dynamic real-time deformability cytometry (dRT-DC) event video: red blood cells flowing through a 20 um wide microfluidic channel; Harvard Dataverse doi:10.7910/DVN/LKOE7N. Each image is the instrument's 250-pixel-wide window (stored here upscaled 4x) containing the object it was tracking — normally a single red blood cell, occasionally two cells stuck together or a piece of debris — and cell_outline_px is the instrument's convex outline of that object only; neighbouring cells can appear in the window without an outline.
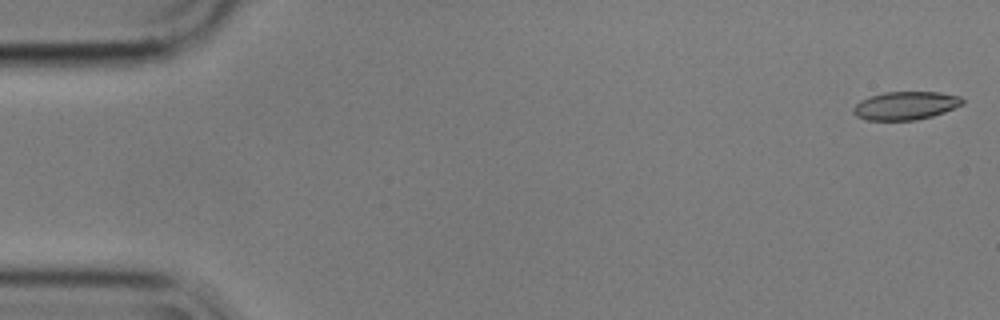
{"species": "common noctule bat (a hibernating species)", "species_latin": "Nyctalus noctula", "temperature_condition": "cold", "stored_images_in_passage": 56, "camera_frame_rate_fps": 3000, "um_per_image_px": 0.085, "animal": {"sex": "male", "body_mass_g": 17.9}, "frame": {"image": 1, "passage_image": 1, "time_ms": 0.0, "image_size_px": [1000, 320], "cell_outline_px": [[964, 104], [944, 112], [932, 116], [916, 120], [864, 120], [856, 116], [852, 112], [852, 108], [860, 100], [884, 92], [940, 92], [960, 96], [964, 100]], "centroid_in_image_um": [76.97, 8.98], "position_along_channel_um": 8.0, "area_um2": 18.03}}
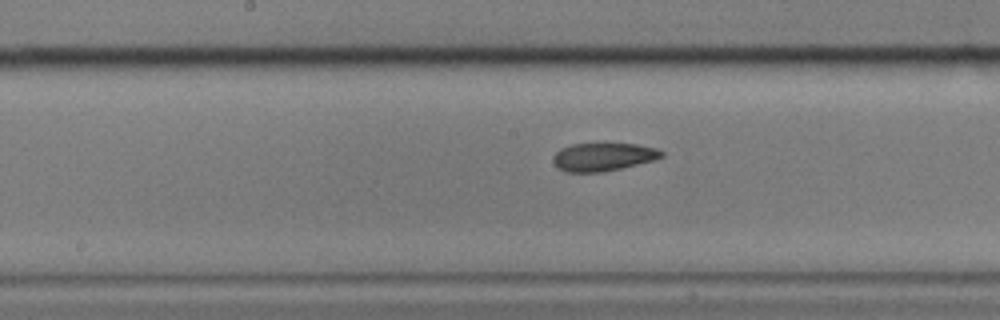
{"frame": {"image": 2, "passage_image": 28, "time_ms": 9.0, "image_size_px": [1000, 320], "cell_outline_px": [[664, 156], [652, 160], [620, 168], [600, 172], [564, 172], [552, 160], [552, 156], [560, 148], [572, 144], [636, 144], [656, 148], [664, 152]], "centroid_in_image_um": [51.24, 13.33], "position_along_channel_um": 197.0, "area_um2": 17.51}}
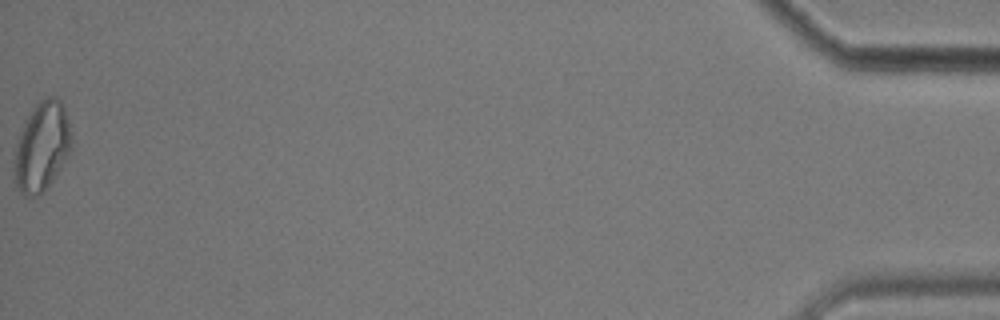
{"frame": {"image": 3, "passage_image": 56, "time_ms": 18.333, "image_size_px": [1000, 320], "cell_outline_px": [[72, 148], [68, 156], [56, 176], [48, 188], [36, 196], [24, 196], [20, 192], [12, 176], [12, 168], [16, 144], [24, 120], [32, 108], [40, 100], [48, 96], [56, 96], [60, 100], [64, 108], [68, 120], [72, 144]], "centroid_in_image_um": [3.53, 12.48], "position_along_channel_um": 431.7, "area_um2": 30.29}, "authors_computed_cell_mechanics": {"area_um2": 19.1029, "velocity_mm_per_s": 3.567, "shape_relaxation_time_tau1_ms": null, "shape_relaxation_time_tau2_ms": 3.8281, "deformation_change_tau1": null, "deformation_change_tau2": 0.0963}}